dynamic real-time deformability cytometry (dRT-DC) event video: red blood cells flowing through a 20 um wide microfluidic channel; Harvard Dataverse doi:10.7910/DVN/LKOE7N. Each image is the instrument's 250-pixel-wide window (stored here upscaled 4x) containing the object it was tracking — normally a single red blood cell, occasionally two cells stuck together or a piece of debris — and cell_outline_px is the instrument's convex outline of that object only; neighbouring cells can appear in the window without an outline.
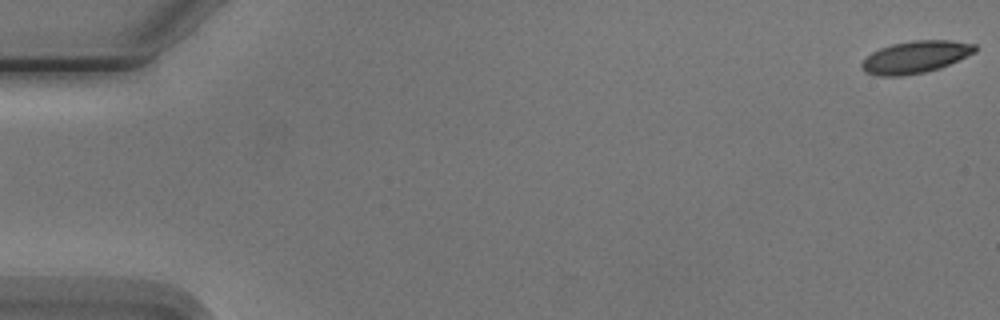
{"species": "Egyptian fruit bat (a non-hibernating species)", "species_latin": "Rousettus aegyptiacus", "temperature_condition": "cold", "stored_images_in_passage": 4, "segment_of_instrument_passage": [2, 2], "camera_frame_rate_fps": 3000, "um_per_image_px": 0.085, "animal": {"sex": "male"}, "frame": {"image": 1, "passage_image": 4, "time_ms": 3.667, "image_size_px": [1000, 320], "cell_outline_px": [[976, 52], [940, 68], [924, 72], [900, 76], [876, 76], [864, 72], [860, 68], [860, 64], [872, 52], [880, 48], [892, 44], [912, 40], [952, 40], [976, 44]], "centroid_in_image_um": [77.8, 4.85], "position_along_channel_um": 7.2, "area_um2": 21.33}}